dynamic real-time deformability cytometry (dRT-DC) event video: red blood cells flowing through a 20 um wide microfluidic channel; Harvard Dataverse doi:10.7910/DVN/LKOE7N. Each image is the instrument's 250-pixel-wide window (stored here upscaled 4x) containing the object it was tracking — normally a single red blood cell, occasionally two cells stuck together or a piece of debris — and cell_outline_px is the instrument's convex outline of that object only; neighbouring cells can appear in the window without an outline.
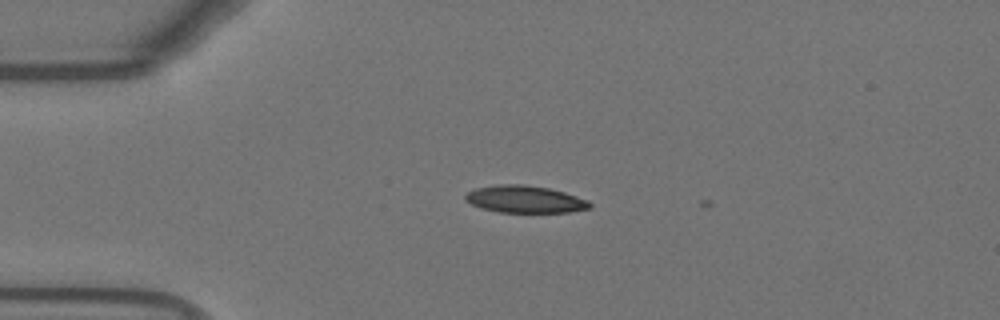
{"species": "Egyptian fruit bat (a non-hibernating species)", "species_latin": "Rousettus aegyptiacus", "temperature_condition": "warm", "stored_images_in_passage": 6, "camera_frame_rate_fps": 3000, "um_per_image_px": 0.085, "animal": {"sex": "female"}, "frame": {"image": 1, "passage_image": 2, "time_ms": 0.333, "image_size_px": [1000, 320], "cell_outline_px": [[592, 208], [568, 212], [500, 212], [480, 208], [464, 200], [464, 196], [468, 192], [476, 188], [496, 184], [524, 184], [548, 188], [564, 192], [588, 200], [592, 204]], "centroid_in_image_um": [44.61, 16.93], "position_along_channel_um": 40.4, "area_um2": 19.77}}